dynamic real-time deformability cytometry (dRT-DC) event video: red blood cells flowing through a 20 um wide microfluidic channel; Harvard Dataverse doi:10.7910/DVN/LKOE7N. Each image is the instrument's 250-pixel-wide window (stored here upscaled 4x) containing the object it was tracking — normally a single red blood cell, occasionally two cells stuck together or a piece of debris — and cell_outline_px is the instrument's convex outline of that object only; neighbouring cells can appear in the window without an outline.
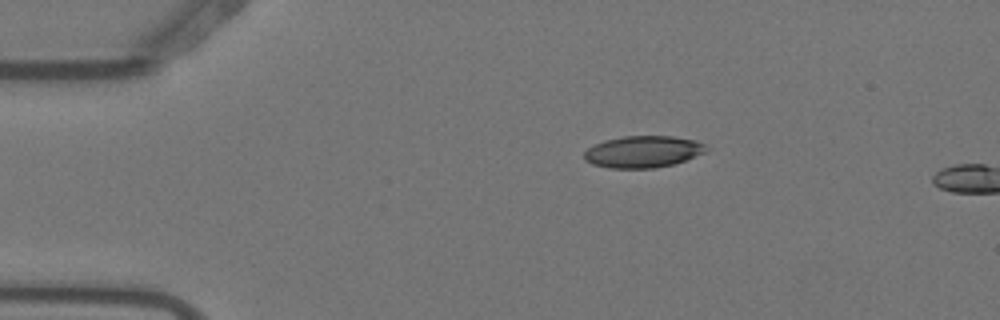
{"species": "Egyptian fruit bat (a non-hibernating species)", "species_latin": "Rousettus aegyptiacus", "temperature_condition": "warm", "stored_images_in_passage": 4, "camera_frame_rate_fps": 3000, "um_per_image_px": 0.085, "animal": {"sex": "female"}, "frame": {"image": 1, "passage_image": 4, "time_ms": 1.0, "image_size_px": [1000, 320], "cell_outline_px": [[708, 152], [672, 164], [656, 168], [608, 168], [592, 164], [584, 160], [584, 152], [588, 148], [604, 140], [624, 136], [672, 136], [696, 140], [704, 144], [708, 148]], "centroid_in_image_um": [54.66, 12.89], "position_along_channel_um": 30.3, "area_um2": 22.66}}